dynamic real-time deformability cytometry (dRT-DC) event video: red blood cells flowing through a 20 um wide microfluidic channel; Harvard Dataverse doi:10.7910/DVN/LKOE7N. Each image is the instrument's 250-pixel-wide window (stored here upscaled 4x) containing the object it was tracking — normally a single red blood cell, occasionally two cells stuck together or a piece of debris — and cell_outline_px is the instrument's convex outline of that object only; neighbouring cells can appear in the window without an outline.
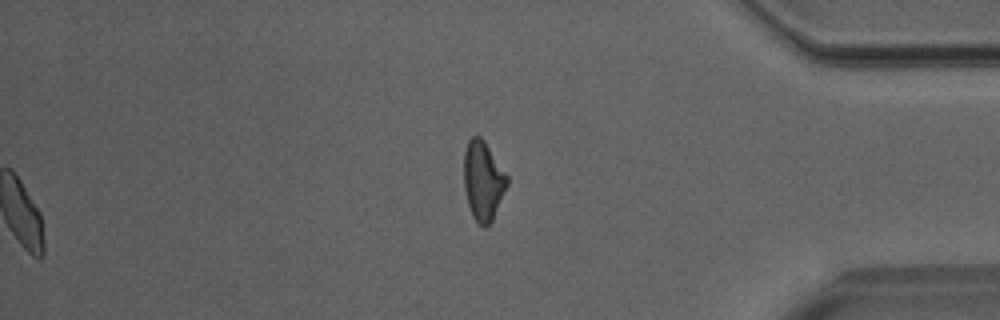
{"species": "Egyptian fruit bat (a non-hibernating species)", "species_latin": "Rousettus aegyptiacus", "temperature_condition": "room temperature", "stored_images_in_passage": 43, "segment_of_instrument_passage": [2, 2], "camera_frame_rate_fps": 3000, "um_per_image_px": 0.085, "animal": {"sex": "male"}, "frame": {"image": 1, "passage_image": 43, "time_ms": 14.0, "image_size_px": [1000, 320], "cell_outline_px": [[508, 184], [492, 220], [484, 228], [472, 216], [468, 204], [464, 188], [464, 152], [468, 140], [472, 136], [480, 136], [484, 140], [508, 176]], "centroid_in_image_um": [41.05, 15.34], "position_along_channel_um": 394.1, "area_um2": 19.83}}